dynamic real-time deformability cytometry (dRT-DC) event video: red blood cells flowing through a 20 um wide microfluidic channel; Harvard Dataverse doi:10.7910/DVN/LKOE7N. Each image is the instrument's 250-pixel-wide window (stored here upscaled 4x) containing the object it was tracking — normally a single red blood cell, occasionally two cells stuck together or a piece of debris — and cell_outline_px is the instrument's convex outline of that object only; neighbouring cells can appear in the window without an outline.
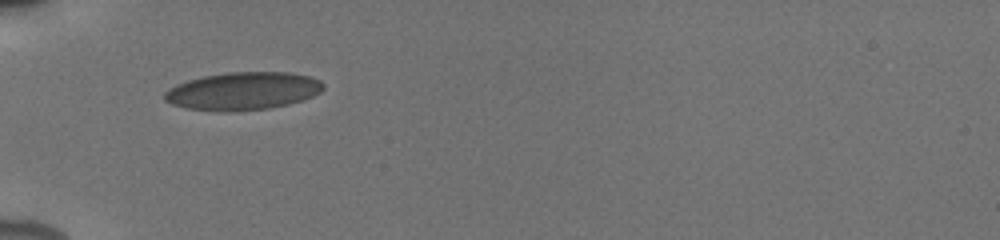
{"species": "human", "species_latin": "Homo sapiens", "temperature_condition": "cold", "stored_images_in_passage": 26, "camera_frame_rate_fps": 3000, "um_per_image_px": 0.085, "donor": {"sex": "male"}, "frame": {"image": 1, "passage_image": 1, "time_ms": 0.0, "image_size_px": [1000, 240], "cell_outline_px": [[324, 88], [320, 92], [312, 96], [288, 104], [268, 108], [228, 112], [224, 112], [184, 108], [172, 104], [164, 100], [164, 92], [168, 88], [176, 84], [188, 80], [204, 76], [228, 72], [288, 72], [308, 76], [320, 80], [324, 84]], "centroid_in_image_um": [20.61, 7.74], "position_along_channel_um": 64.4, "area_um2": 35.03}}
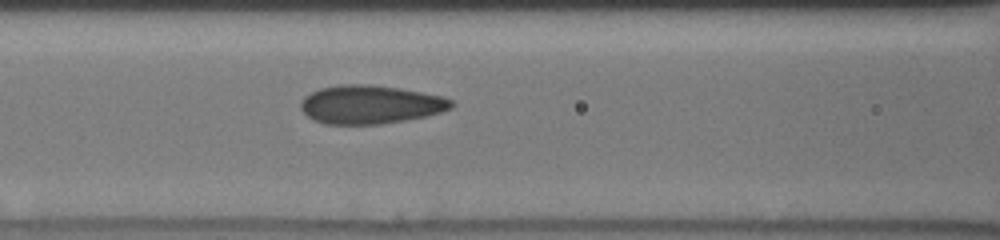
{"frame": {"image": 2, "passage_image": 10, "time_ms": 2.0, "image_size_px": [1000, 240], "cell_outline_px": [[456, 104], [452, 108], [428, 116], [380, 124], [324, 124], [312, 120], [300, 108], [300, 104], [304, 96], [320, 88], [344, 84], [368, 84], [400, 88], [444, 96], [452, 100]], "centroid_in_image_um": [31.5, 8.88], "position_along_channel_um": 135.1, "area_um2": 33.99}}
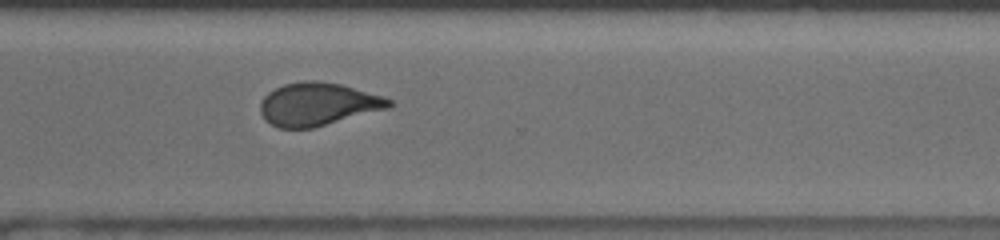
{"frame": {"image": 3, "passage_image": 20, "time_ms": 7.333, "image_size_px": [1000, 240], "cell_outline_px": [[392, 104], [388, 108], [312, 128], [276, 128], [260, 112], [260, 104], [264, 96], [268, 92], [284, 84], [304, 80], [316, 80], [340, 84], [384, 96], [392, 100]], "centroid_in_image_um": [27.01, 8.84], "position_along_channel_um": 343.6, "area_um2": 31.96}, "authors_computed_cell_mechanics": {"area_um2": 33.3795, "velocity_mm_per_s": 3.9152, "shape_relaxation_time_tau1_ms": null, "shape_relaxation_time_tau2_ms": 1.0873, "deformation_change_tau1": null, "deformation_change_tau2": 0.0847}}